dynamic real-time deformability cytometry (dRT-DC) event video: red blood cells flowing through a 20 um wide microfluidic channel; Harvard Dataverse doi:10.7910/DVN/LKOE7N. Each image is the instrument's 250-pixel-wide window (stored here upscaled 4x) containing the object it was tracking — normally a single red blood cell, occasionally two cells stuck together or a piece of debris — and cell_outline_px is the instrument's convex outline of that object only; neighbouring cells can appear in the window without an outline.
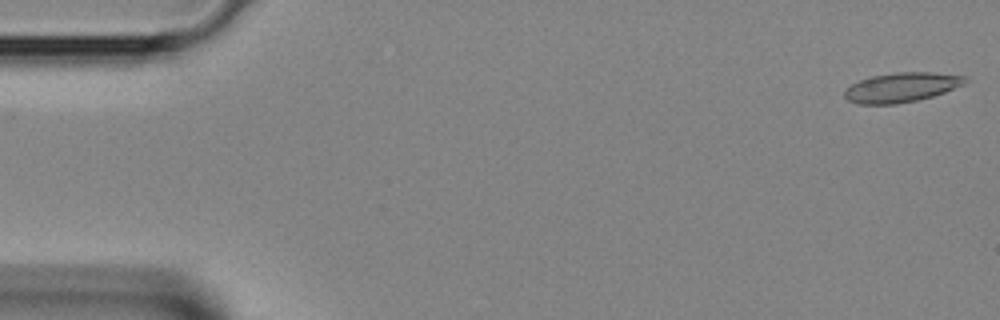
{"species": "Egyptian fruit bat (a non-hibernating species)", "species_latin": "Rousettus aegyptiacus", "temperature_condition": "room temperature", "stored_images_in_passage": 2, "camera_frame_rate_fps": 3000, "um_per_image_px": 0.085, "animal": {"sex": "female"}, "frame": {"image": 1, "passage_image": 2, "time_ms": 0.333, "image_size_px": [1000, 320], "cell_outline_px": [[968, 80], [964, 84], [944, 92], [932, 96], [916, 100], [896, 104], [860, 104], [848, 100], [844, 96], [844, 92], [852, 84], [860, 80], [872, 76], [896, 72], [932, 72], [964, 76]], "centroid_in_image_um": [76.63, 7.42], "position_along_channel_um": 8.4, "area_um2": 20.52}}